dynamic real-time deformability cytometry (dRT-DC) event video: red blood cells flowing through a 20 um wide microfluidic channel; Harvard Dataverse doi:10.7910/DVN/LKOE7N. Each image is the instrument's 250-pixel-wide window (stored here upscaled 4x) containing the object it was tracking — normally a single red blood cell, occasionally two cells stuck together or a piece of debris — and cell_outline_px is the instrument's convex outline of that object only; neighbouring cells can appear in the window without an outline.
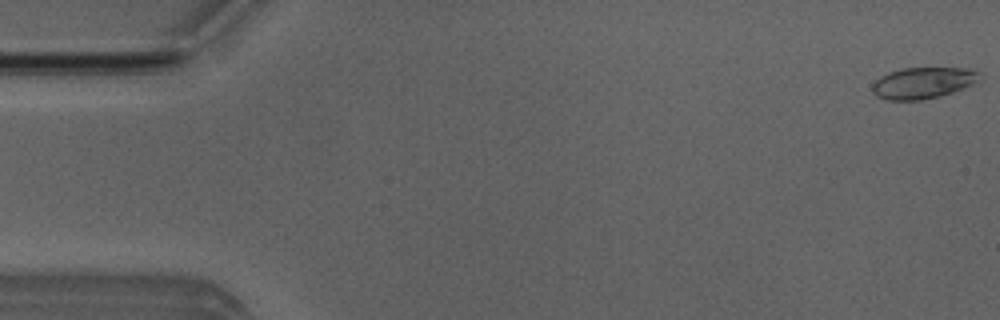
{"species": "Egyptian fruit bat (a non-hibernating species)", "species_latin": "Rousettus aegyptiacus", "temperature_condition": "room temperature", "stored_images_in_passage": 51, "camera_frame_rate_fps": 3000, "um_per_image_px": 0.085, "animal": {"sex": "male"}, "frame": {"image": 1, "passage_image": 1, "time_ms": 0.0, "image_size_px": [1000, 320], "cell_outline_px": [[984, 80], [980, 84], [940, 96], [920, 100], [888, 100], [876, 96], [872, 92], [872, 84], [880, 76], [888, 72], [904, 68], [964, 68], [980, 72]], "centroid_in_image_um": [78.54, 7.05], "position_along_channel_um": 6.5, "area_um2": 20.11}}
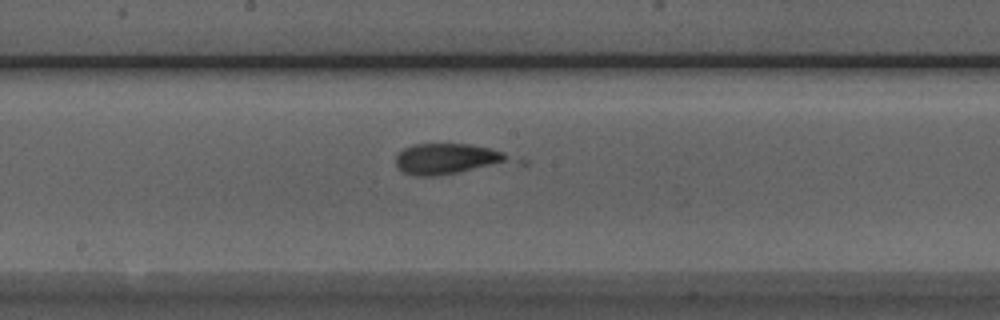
{"frame": {"image": 2, "passage_image": 27, "time_ms": 8.667, "image_size_px": [1000, 320], "cell_outline_px": [[528, 164], [436, 176], [416, 176], [404, 172], [396, 168], [396, 156], [404, 148], [412, 144], [472, 144], [504, 152], [528, 160]], "centroid_in_image_um": [38.44, 13.54], "position_along_channel_um": 209.8, "area_um2": 22.43}}
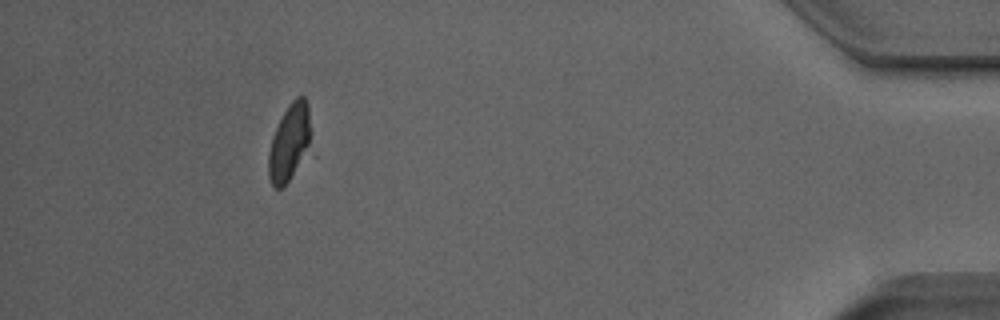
{"frame": {"image": 3, "passage_image": 47, "time_ms": 15.333, "image_size_px": [1000, 320], "cell_outline_px": [[308, 152], [284, 188], [276, 188], [272, 184], [268, 176], [268, 152], [272, 136], [288, 104], [296, 96], [304, 96], [308, 104]], "centroid_in_image_um": [24.56, 12.14], "position_along_channel_um": 410.6, "area_um2": 18.67}}